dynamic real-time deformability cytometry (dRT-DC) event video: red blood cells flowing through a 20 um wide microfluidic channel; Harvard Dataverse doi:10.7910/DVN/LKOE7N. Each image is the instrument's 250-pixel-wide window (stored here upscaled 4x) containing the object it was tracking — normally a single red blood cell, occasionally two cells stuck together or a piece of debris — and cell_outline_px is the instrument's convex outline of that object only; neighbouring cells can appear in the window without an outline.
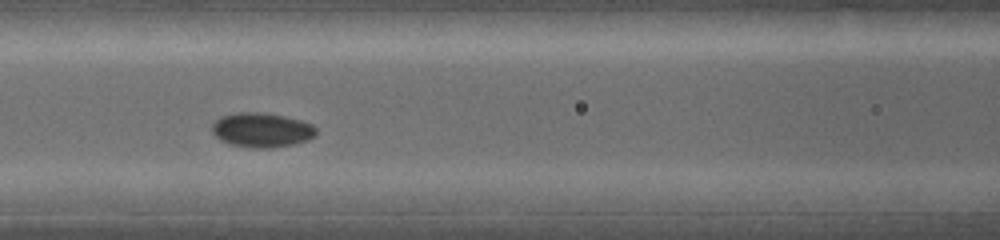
{"species": "common noctule bat (a hibernating species)", "species_latin": "Nyctalus noctula", "temperature_condition": "warm", "stored_images_in_passage": 17, "segment_of_instrument_passage": [2, 2], "camera_frame_rate_fps": 5000, "um_per_image_px": 0.085, "animal": {"sex": "female", "body_mass_g": 19.0, "forearm_length_mm": 53.3}, "frame": {"image": 1, "passage_image": 17, "time_ms": 3.4, "image_size_px": [1000, 240], "cell_outline_px": [[868, 200], [860, 212], [736, 212], [720, 196], [728, 192], [836, 188], [856, 192], [864, 196]], "centroid_in_image_um": [67.69, 17.07], "position_along_channel_um": 98.9, "area_um2": 21.56}}